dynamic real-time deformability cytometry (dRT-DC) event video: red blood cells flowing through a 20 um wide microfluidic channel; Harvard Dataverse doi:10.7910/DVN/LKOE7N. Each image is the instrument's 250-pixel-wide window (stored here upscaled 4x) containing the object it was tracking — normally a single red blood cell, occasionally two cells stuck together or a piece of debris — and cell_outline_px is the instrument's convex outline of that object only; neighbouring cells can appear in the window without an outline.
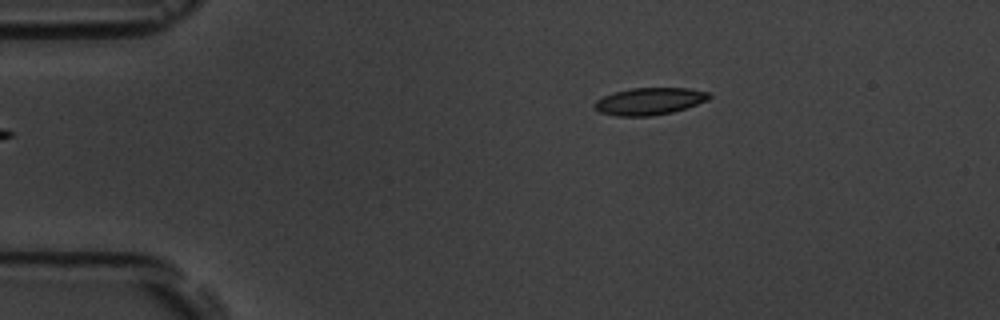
{"species": "common noctule bat (a hibernating species)", "species_latin": "Nyctalus noctula", "temperature_condition": "room temperature", "stored_images_in_passage": 6, "camera_frame_rate_fps": 3000, "um_per_image_px": 0.085, "animal": {"sex": "male", "body_mass_g": 19.5, "forearm_length_mm": 54.6}, "frame": {"image": 1, "passage_image": 6, "time_ms": 1.667, "image_size_px": [1000, 320], "cell_outline_px": [[712, 96], [708, 100], [672, 112], [652, 116], [616, 116], [600, 112], [592, 108], [592, 104], [596, 100], [612, 92], [632, 88], [688, 88], [708, 92]], "centroid_in_image_um": [55.15, 8.61], "position_along_channel_um": 29.8, "area_um2": 18.21}}